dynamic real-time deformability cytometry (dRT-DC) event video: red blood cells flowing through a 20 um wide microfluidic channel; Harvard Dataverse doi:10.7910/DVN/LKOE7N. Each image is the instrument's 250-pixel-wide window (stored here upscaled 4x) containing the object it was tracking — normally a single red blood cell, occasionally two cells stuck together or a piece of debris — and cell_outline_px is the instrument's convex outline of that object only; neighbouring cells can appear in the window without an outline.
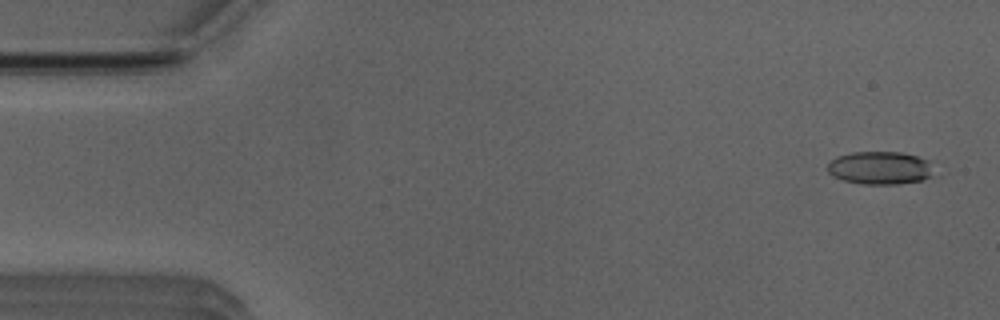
{"species": "Egyptian fruit bat (a non-hibernating species)", "species_latin": "Rousettus aegyptiacus", "temperature_condition": "room temperature", "stored_images_in_passage": 51, "camera_frame_rate_fps": 3000, "um_per_image_px": 0.085, "animal": {"sex": "male"}, "frame": {"image": 1, "passage_image": 2, "time_ms": 0.333, "image_size_px": [1000, 320], "cell_outline_px": [[936, 172], [932, 176], [924, 180], [900, 184], [860, 184], [844, 180], [832, 176], [828, 172], [828, 164], [836, 156], [852, 152], [900, 152], [916, 156], [928, 160]], "centroid_in_image_um": [74.83, 14.28], "position_along_channel_um": 10.2, "area_um2": 20.69}}
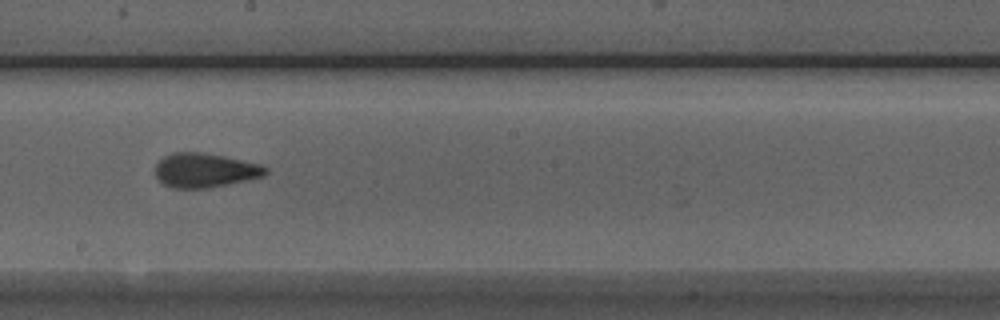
{"frame": {"image": 2, "passage_image": 28, "time_ms": 9.0, "image_size_px": [1000, 320], "cell_outline_px": [[268, 172], [264, 176], [208, 188], [172, 188], [164, 184], [156, 176], [156, 164], [164, 156], [172, 152], [200, 152], [224, 156], [260, 164], [268, 168]], "centroid_in_image_um": [17.42, 14.47], "position_along_channel_um": 230.8, "area_um2": 21.91}}
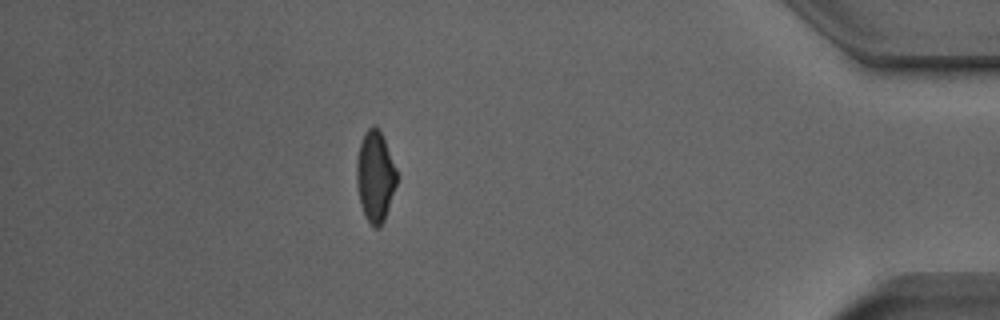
{"frame": {"image": 3, "passage_image": 45, "time_ms": 14.667, "image_size_px": [1000, 320], "cell_outline_px": [[396, 184], [384, 220], [380, 228], [372, 228], [364, 216], [360, 204], [356, 184], [356, 160], [360, 144], [364, 132], [372, 124], [380, 128], [396, 168]], "centroid_in_image_um": [31.87, 14.99], "position_along_channel_um": 403.3, "area_um2": 21.5}, "authors_computed_cell_mechanics": {"area_um2": 21.6172, "velocity_mm_per_s": 3.9424, "shape_relaxation_time_tau1_ms": 7.8047, "shape_relaxation_time_tau2_ms": 1.3005, "deformation_change_tau1": 0.1702, "deformation_change_tau2": 0.0971}}